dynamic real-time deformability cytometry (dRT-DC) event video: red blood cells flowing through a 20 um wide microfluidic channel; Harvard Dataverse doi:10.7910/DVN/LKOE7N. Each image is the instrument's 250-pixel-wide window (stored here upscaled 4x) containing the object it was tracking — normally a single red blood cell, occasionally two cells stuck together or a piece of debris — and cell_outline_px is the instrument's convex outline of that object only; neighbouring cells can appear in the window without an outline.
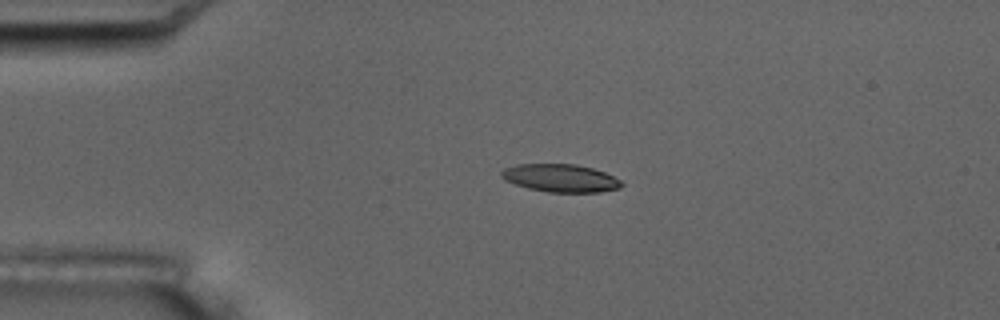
{"species": "common noctule bat (a hibernating species)", "species_latin": "Nyctalus noctula", "temperature_condition": "room temperature", "stored_images_in_passage": 4, "camera_frame_rate_fps": 3000, "um_per_image_px": 0.085, "animal": {"sex": "male", "body_mass_g": 17.5, "forearm_length_mm": 52.3}, "frame": {"image": 1, "passage_image": 3, "time_ms": 3.333, "image_size_px": [1000, 320], "cell_outline_px": [[624, 184], [620, 188], [600, 192], [548, 192], [528, 188], [504, 180], [500, 176], [500, 172], [504, 168], [516, 164], [576, 164], [592, 168], [604, 172], [620, 180]], "centroid_in_image_um": [47.63, 15.13], "position_along_channel_um": 37.4, "area_um2": 19.54}}